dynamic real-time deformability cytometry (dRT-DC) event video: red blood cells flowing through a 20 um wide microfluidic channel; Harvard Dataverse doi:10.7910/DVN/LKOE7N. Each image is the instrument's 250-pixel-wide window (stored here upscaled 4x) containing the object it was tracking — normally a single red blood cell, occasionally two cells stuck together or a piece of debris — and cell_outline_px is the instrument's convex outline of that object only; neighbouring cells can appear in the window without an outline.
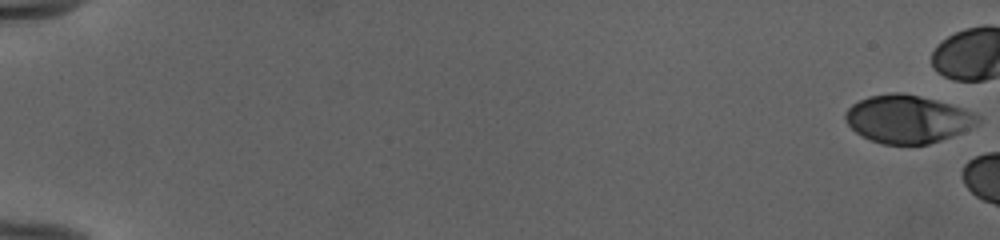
{"species": "human", "species_latin": "Homo sapiens", "temperature_condition": "cold", "stored_images_in_passage": 6, "camera_frame_rate_fps": 3000, "um_per_image_px": 0.085, "donor": {"sex": "female"}, "frame": {"image": 1, "passage_image": 1, "time_ms": 0.0, "image_size_px": [1000, 240], "cell_outline_px": [[980, 120], [976, 124], [952, 136], [928, 144], [884, 144], [872, 140], [856, 132], [848, 124], [844, 116], [844, 112], [852, 104], [868, 96], [892, 92], [900, 92], [920, 96], [936, 100], [972, 112], [980, 116]], "centroid_in_image_um": [77.11, 10.11], "position_along_channel_um": 7.9, "area_um2": 36.53}}